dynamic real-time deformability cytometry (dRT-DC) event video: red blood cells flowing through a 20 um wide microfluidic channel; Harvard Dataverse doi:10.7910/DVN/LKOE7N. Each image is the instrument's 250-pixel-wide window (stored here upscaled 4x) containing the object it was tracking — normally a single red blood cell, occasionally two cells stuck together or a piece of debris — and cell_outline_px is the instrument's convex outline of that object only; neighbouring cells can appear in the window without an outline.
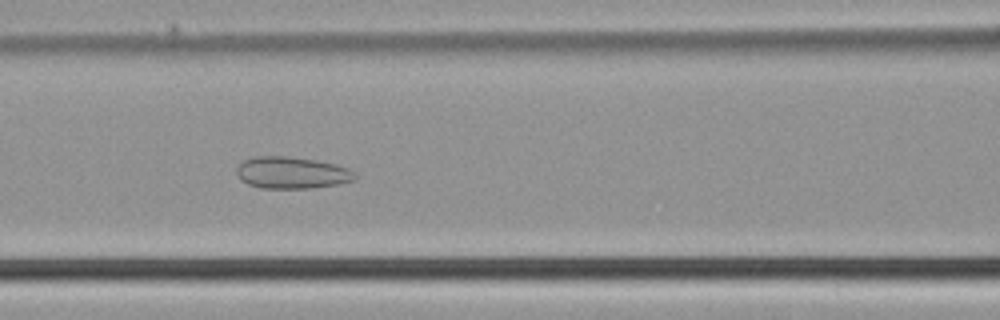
{"species": "common noctule bat (a hibernating species)", "species_latin": "Nyctalus noctula", "temperature_condition": "cold", "stored_images_in_passage": 50, "camera_frame_rate_fps": 3000, "um_per_image_px": 0.085, "animal": {"sex": "male", "body_mass_g": 21.5, "forearm_length_mm": 52.0}, "frame": {"image": 1, "passage_image": 22, "time_ms": 7.0, "image_size_px": [1000, 320], "cell_outline_px": [[356, 180], [340, 184], [312, 188], [260, 188], [248, 184], [240, 180], [236, 172], [236, 168], [244, 160], [256, 156], [284, 156], [316, 160], [336, 164], [348, 168], [356, 172]], "centroid_in_image_um": [24.83, 14.69], "position_along_channel_um": 141.8, "area_um2": 22.14}}
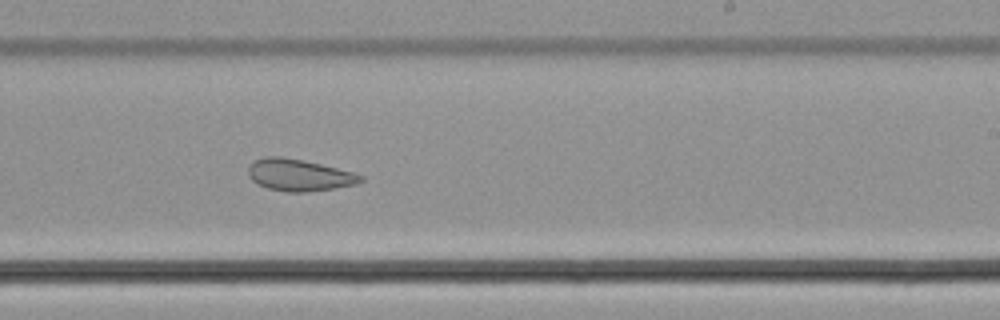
{"frame": {"image": 2, "passage_image": 31, "time_ms": 10.0, "image_size_px": [1000, 320], "cell_outline_px": [[364, 180], [356, 184], [336, 188], [308, 192], [284, 192], [268, 188], [256, 184], [248, 176], [248, 168], [256, 160], [264, 156], [280, 156], [320, 164], [352, 172], [364, 176]], "centroid_in_image_um": [25.41, 14.9], "position_along_channel_um": 263.6, "area_um2": 20.81}}
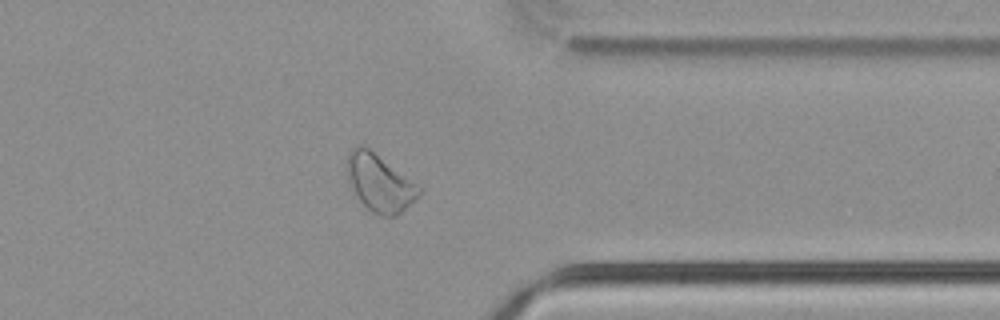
{"frame": {"image": 3, "passage_image": 40, "time_ms": 13.0, "image_size_px": [1000, 320], "cell_outline_px": [[420, 192], [396, 216], [380, 216], [372, 212], [360, 200], [348, 180], [344, 168], [348, 152], [356, 144], [360, 144], [368, 148], [420, 188]], "centroid_in_image_um": [32.16, 15.52], "position_along_channel_um": 379.2, "area_um2": 23.18}}